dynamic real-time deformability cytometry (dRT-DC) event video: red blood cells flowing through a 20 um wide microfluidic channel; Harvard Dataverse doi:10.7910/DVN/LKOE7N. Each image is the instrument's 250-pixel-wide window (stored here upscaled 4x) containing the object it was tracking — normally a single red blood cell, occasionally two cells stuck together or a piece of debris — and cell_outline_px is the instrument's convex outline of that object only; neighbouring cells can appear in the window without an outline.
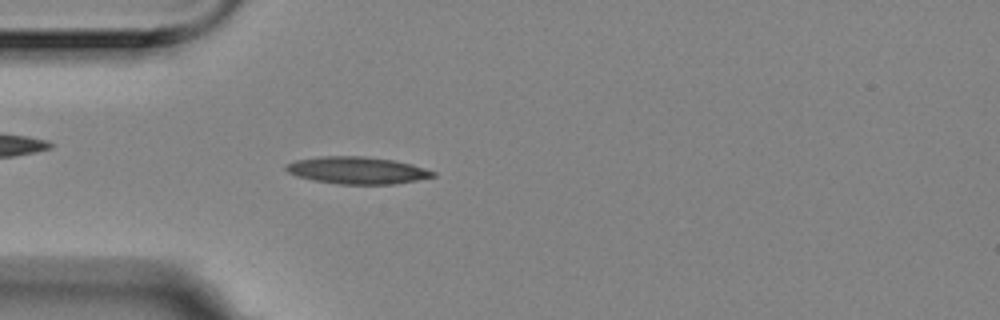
{"species": "Egyptian fruit bat (a non-hibernating species)", "species_latin": "Rousettus aegyptiacus", "temperature_condition": "room temperature", "stored_images_in_passage": 56, "camera_frame_rate_fps": 3000, "um_per_image_px": 0.085, "animal": {"sex": "female"}, "frame": {"image": 1, "passage_image": 15, "time_ms": 4.667, "image_size_px": [1000, 320], "cell_outline_px": [[436, 176], [396, 184], [340, 184], [312, 180], [296, 176], [288, 172], [284, 168], [288, 164], [296, 160], [320, 156], [364, 156], [392, 160], [412, 164], [436, 172]], "centroid_in_image_um": [30.36, 14.48], "position_along_channel_um": 54.6, "area_um2": 23.18}}
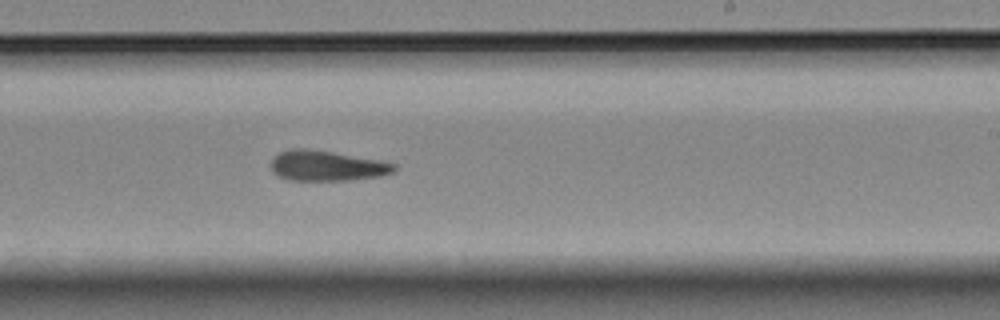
{"frame": {"image": 2, "passage_image": 33, "time_ms": 10.667, "image_size_px": [1000, 320], "cell_outline_px": [[396, 172], [380, 176], [348, 180], [288, 180], [272, 172], [272, 160], [280, 152], [292, 148], [304, 148], [380, 160], [396, 164]], "centroid_in_image_um": [27.8, 14.1], "position_along_channel_um": 261.2, "area_um2": 21.5}}
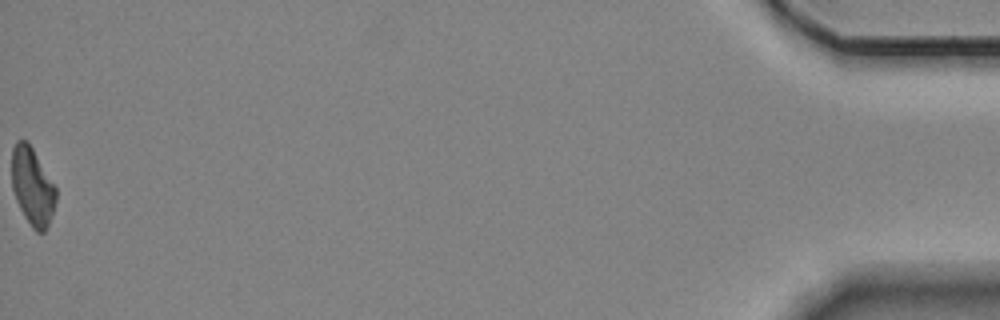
{"frame": {"image": 3, "passage_image": 56, "time_ms": 18.333, "image_size_px": [1000, 320], "cell_outline_px": [[56, 200], [48, 224], [44, 232], [36, 232], [32, 228], [24, 216], [16, 200], [12, 188], [12, 148], [16, 140], [28, 140], [56, 188]], "centroid_in_image_um": [2.74, 15.82], "position_along_channel_um": 432.5, "area_um2": 19.88}, "authors_computed_cell_mechanics": {"area_um2": 21.386, "velocity_mm_per_s": 3.5249, "shape_relaxation_time_tau1_ms": 6.7967, "shape_relaxation_time_tau2_ms": 7.4927, "deformation_change_tau1": 0.1791, "deformation_change_tau2": 0.2011}}